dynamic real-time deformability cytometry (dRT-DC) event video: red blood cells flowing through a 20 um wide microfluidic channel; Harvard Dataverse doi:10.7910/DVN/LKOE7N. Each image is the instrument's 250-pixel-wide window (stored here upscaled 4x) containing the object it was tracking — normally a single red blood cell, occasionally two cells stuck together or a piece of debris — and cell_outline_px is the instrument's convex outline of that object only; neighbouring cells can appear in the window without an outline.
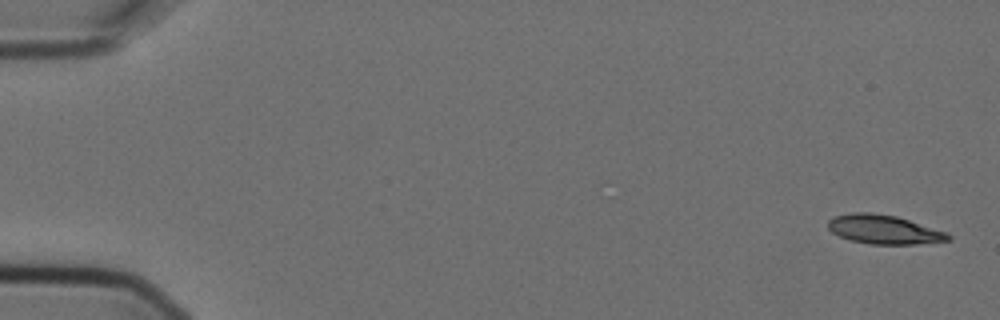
{"species": "Egyptian fruit bat (a non-hibernating species)", "species_latin": "Rousettus aegyptiacus", "temperature_condition": "cold", "stored_images_in_passage": 7, "segment_of_instrument_passage": [2, 2], "camera_frame_rate_fps": 3000, "um_per_image_px": 0.085, "animal": {"sex": "female"}, "frame": {"image": 1, "passage_image": 7, "time_ms": 2.0, "image_size_px": [1000, 320], "cell_outline_px": [[952, 240], [916, 244], [868, 244], [848, 240], [832, 232], [828, 228], [828, 220], [832, 216], [852, 212], [872, 212], [896, 216], [948, 232], [952, 236]], "centroid_in_image_um": [75.13, 19.5], "position_along_channel_um": 9.9, "area_um2": 20.58}}